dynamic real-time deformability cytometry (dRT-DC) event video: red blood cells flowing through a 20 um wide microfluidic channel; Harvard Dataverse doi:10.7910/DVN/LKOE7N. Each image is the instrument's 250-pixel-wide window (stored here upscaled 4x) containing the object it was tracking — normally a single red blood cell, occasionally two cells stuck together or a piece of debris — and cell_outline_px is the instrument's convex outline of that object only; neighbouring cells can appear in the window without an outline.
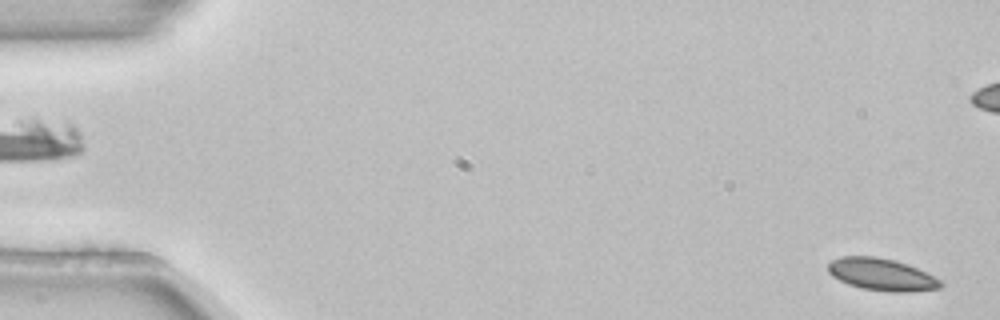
{"species": "common noctule bat (a hibernating species)", "species_latin": "Nyctalus noctula", "temperature_condition": "room temperature", "stored_images_in_passage": 5, "camera_frame_rate_fps": 3000, "um_per_image_px": 0.085, "animal": {"sex": "female", "body_mass_g": 22.7, "forearm_length_mm": 54.2}, "frame": {"image": 1, "passage_image": 5, "time_ms": 1.333, "image_size_px": [1000, 320], "cell_outline_px": [[944, 284], [940, 288], [908, 292], [888, 292], [864, 288], [848, 284], [832, 276], [828, 272], [828, 264], [832, 260], [840, 256], [876, 256], [908, 264], [940, 280]], "centroid_in_image_um": [74.92, 23.33], "position_along_channel_um": 10.1, "area_um2": 20.92}}